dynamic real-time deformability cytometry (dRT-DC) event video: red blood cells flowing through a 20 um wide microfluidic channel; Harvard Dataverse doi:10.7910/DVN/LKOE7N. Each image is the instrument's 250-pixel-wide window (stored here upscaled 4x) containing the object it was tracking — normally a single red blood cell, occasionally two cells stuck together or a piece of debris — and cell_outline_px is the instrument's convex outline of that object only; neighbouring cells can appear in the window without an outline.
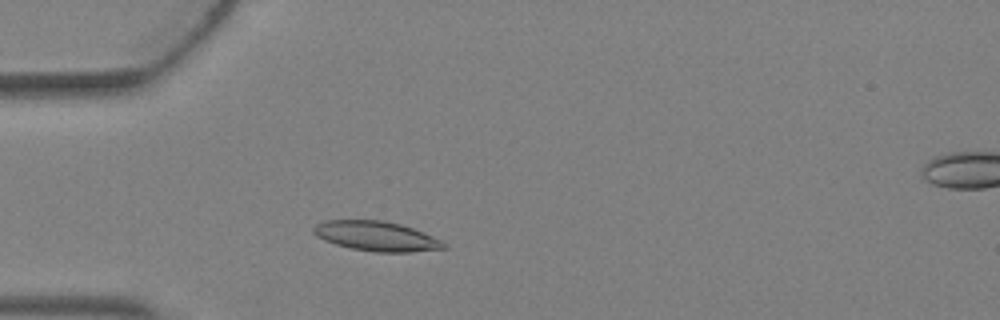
{"species": "Egyptian fruit bat (a non-hibernating species)", "species_latin": "Rousettus aegyptiacus", "temperature_condition": "warm", "stored_images_in_passage": 3, "camera_frame_rate_fps": 3000, "um_per_image_px": 0.085, "animal": {"sex": "female"}, "frame": {"image": 1, "passage_image": 2, "time_ms": 0.333, "image_size_px": [1000, 320], "cell_outline_px": [[448, 248], [412, 252], [376, 252], [352, 248], [336, 244], [324, 240], [316, 236], [312, 232], [312, 228], [316, 224], [324, 220], [384, 220], [400, 224], [412, 228], [432, 236], [448, 244]], "centroid_in_image_um": [31.99, 20.07], "position_along_channel_um": 53.0, "area_um2": 22.6}}